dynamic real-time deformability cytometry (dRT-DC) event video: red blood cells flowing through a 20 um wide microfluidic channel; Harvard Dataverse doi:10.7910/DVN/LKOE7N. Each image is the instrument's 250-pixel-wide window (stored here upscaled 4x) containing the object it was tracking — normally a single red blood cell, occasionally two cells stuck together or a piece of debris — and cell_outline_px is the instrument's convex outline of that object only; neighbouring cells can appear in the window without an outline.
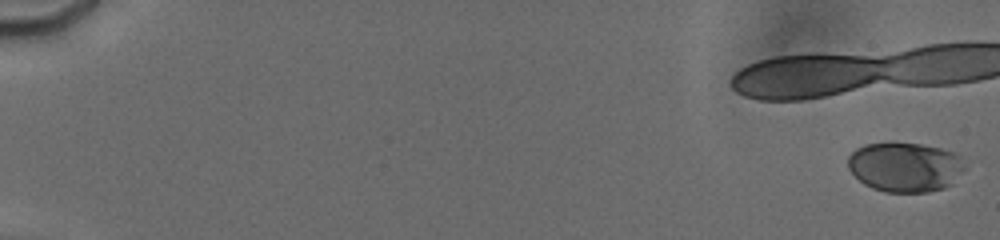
{"species": "human", "species_latin": "Homo sapiens", "temperature_condition": "cold", "stored_images_in_passage": 18, "camera_frame_rate_fps": 3000, "um_per_image_px": 0.085, "donor": {"sex": "male"}, "frame": {"image": 1, "passage_image": 1, "time_ms": 0.0, "image_size_px": [1000, 240], "cell_outline_px": [[964, 168], [952, 184], [944, 188], [928, 192], [884, 192], [872, 188], [864, 184], [848, 168], [848, 156], [856, 148], [864, 144], [888, 140], [892, 140], [920, 144], [940, 148], [952, 152], [960, 156]], "centroid_in_image_um": [76.88, 14.16], "position_along_channel_um": 8.1, "area_um2": 34.28}}